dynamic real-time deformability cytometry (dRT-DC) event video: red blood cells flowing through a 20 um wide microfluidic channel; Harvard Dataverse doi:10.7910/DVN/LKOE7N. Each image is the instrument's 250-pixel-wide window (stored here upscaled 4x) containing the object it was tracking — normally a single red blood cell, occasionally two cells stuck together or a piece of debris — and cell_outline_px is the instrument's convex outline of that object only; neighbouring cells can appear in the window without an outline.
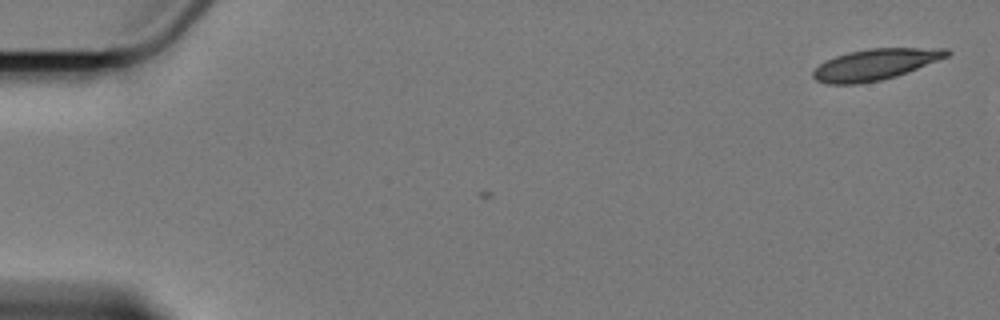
{"species": "Egyptian fruit bat (a non-hibernating species)", "species_latin": "Rousettus aegyptiacus", "temperature_condition": "cold", "stored_images_in_passage": 2, "camera_frame_rate_fps": 3000, "um_per_image_px": 0.085, "animal": {"sex": "female"}, "frame": {"image": 1, "passage_image": 2, "time_ms": 1.0, "image_size_px": [1000, 320], "cell_outline_px": [[952, 52], [948, 56], [908, 72], [896, 76], [880, 80], [860, 84], [828, 84], [816, 80], [812, 76], [812, 72], [820, 64], [836, 56], [848, 52], [868, 48], [948, 48]], "centroid_in_image_um": [74.41, 5.47], "position_along_channel_um": 10.6, "area_um2": 24.16}}